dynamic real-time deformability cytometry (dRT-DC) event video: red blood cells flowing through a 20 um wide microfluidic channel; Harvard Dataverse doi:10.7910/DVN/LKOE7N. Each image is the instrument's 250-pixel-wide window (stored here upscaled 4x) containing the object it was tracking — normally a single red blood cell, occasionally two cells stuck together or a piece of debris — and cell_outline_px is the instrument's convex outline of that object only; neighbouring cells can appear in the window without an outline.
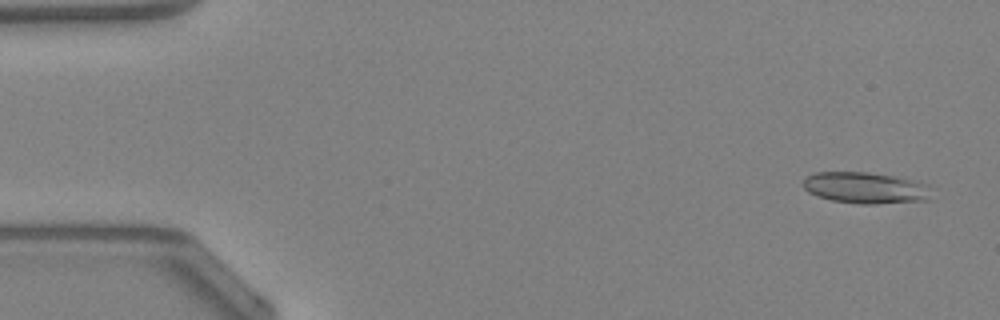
{"species": "Egyptian fruit bat (a non-hibernating species)", "species_latin": "Rousettus aegyptiacus", "temperature_condition": "warm", "stored_images_in_passage": 48, "camera_frame_rate_fps": 3000, "um_per_image_px": 0.085, "animal": {"sex": "female"}, "frame": {"image": 1, "passage_image": 3, "time_ms": 0.667, "image_size_px": [1000, 320], "cell_outline_px": [[928, 200], [876, 204], [860, 204], [832, 200], [816, 196], [808, 192], [804, 188], [804, 180], [808, 176], [816, 172], [868, 172], [896, 176], [928, 184]], "centroid_in_image_um": [73.54, 15.96], "position_along_channel_um": 11.5, "area_um2": 23.29}}
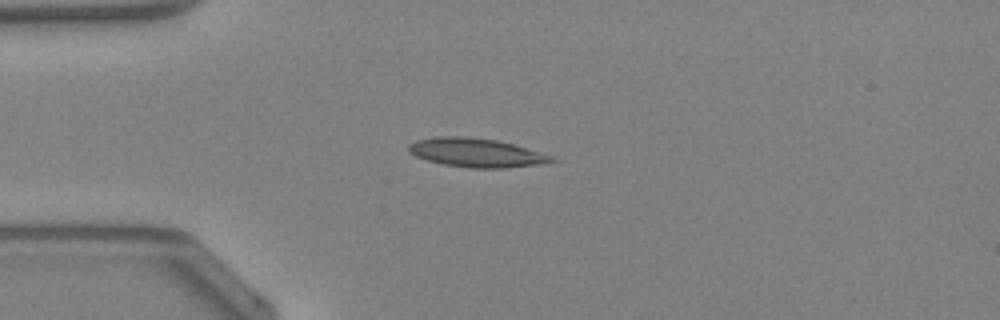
{"frame": {"image": 2, "passage_image": 13, "time_ms": 4.0, "image_size_px": [1000, 320], "cell_outline_px": [[556, 160], [540, 164], [504, 168], [468, 168], [444, 164], [428, 160], [416, 156], [408, 152], [408, 144], [416, 140], [436, 136], [460, 136], [496, 140], [512, 144], [556, 156]], "centroid_in_image_um": [40.48, 12.98], "position_along_channel_um": 44.5, "area_um2": 23.99}}
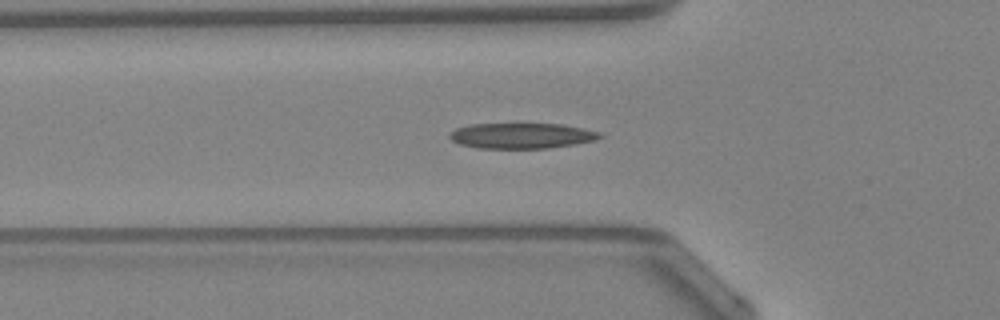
{"frame": {"image": 3, "passage_image": 17, "time_ms": 5.333, "image_size_px": [1000, 320], "cell_outline_px": [[604, 136], [596, 140], [576, 144], [548, 148], [476, 148], [460, 144], [452, 140], [448, 136], [456, 128], [468, 124], [564, 124], [584, 128], [600, 132]], "centroid_in_image_um": [44.37, 11.53], "position_along_channel_um": 81.4, "area_um2": 22.43}, "authors_computed_cell_mechanics": {"area_um2": 21.9062, "velocity_mm_per_s": 4.2994, "shape_relaxation_time_tau1_ms": 7.9405, "shape_relaxation_time_tau2_ms": null, "deformation_change_tau1": 0.1871, "deformation_change_tau2": null}}